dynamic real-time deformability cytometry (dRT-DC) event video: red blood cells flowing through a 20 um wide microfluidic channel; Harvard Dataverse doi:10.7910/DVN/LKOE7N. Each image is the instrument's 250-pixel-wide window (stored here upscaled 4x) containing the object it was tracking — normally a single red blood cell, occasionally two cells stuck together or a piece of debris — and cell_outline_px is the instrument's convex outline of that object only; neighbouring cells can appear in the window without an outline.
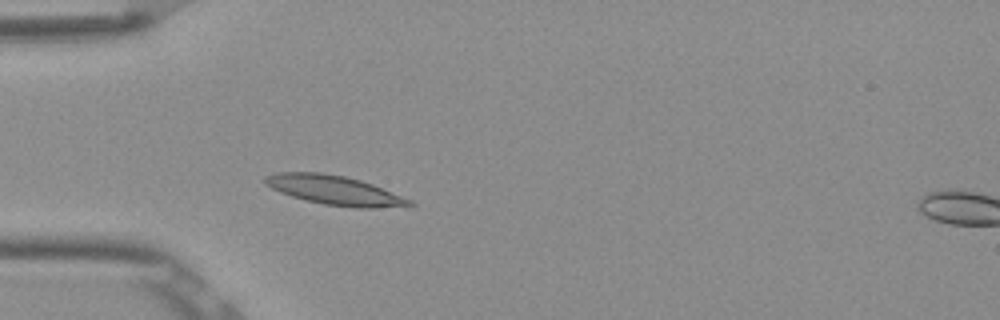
{"species": "Egyptian fruit bat (a non-hibernating species)", "species_latin": "Rousettus aegyptiacus", "temperature_condition": "room temperature", "stored_images_in_passage": 5, "segment_of_instrument_passage": [1, 2], "camera_frame_rate_fps": 3000, "um_per_image_px": 0.085, "frame": {"image": 1, "passage_image": 4, "time_ms": 1.0, "image_size_px": [1000, 320], "cell_outline_px": [[416, 204], [376, 208], [352, 208], [324, 204], [304, 200], [280, 192], [264, 184], [264, 176], [276, 172], [320, 172], [344, 176], [360, 180], [372, 184], [412, 200]], "centroid_in_image_um": [28.39, 16.16], "position_along_channel_um": 56.6, "area_um2": 24.57}}